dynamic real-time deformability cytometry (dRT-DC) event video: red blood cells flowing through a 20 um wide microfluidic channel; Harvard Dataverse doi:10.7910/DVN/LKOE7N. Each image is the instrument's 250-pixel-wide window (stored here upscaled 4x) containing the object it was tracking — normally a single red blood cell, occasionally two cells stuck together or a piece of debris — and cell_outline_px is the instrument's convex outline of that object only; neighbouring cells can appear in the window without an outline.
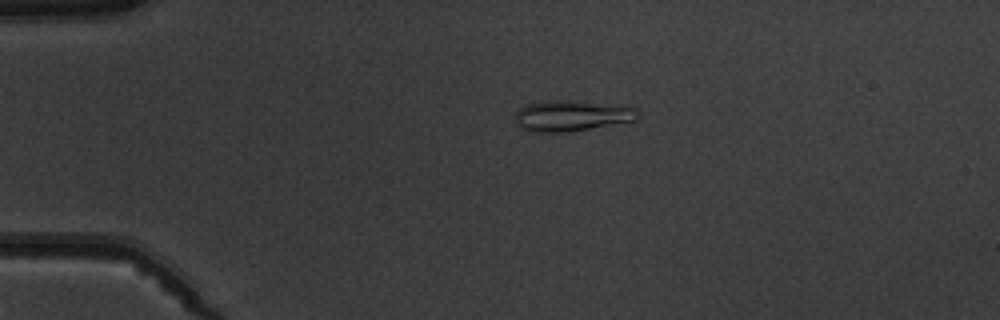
{"species": "common noctule bat (a hibernating species)", "species_latin": "Nyctalus noctula", "temperature_condition": "warm", "stored_images_in_passage": 6, "camera_frame_rate_fps": 3000, "um_per_image_px": 0.085, "animal": {"sex": "male", "body_mass_g": 19.5, "forearm_length_mm": 54.6}, "frame": {"image": 1, "passage_image": 4, "time_ms": 3.333, "image_size_px": [1000, 320], "cell_outline_px": [[640, 112], [636, 120], [568, 132], [528, 132], [520, 128], [516, 124], [516, 112], [520, 108], [528, 104], [556, 100], [560, 100], [628, 104], [636, 108]], "centroid_in_image_um": [48.65, 9.83], "position_along_channel_um": 36.3, "area_um2": 22.31}}
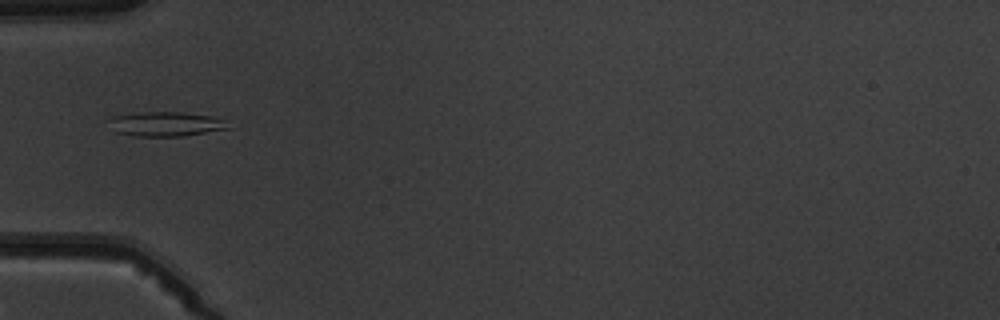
{"frame": {"image": 2, "passage_image": 5, "time_ms": 5.333, "image_size_px": [1000, 320], "cell_outline_px": [[232, 128], [184, 136], [132, 136], [112, 132], [112, 116], [140, 112], [180, 112], [212, 116], [224, 120]], "centroid_in_image_um": [14.11, 10.55], "position_along_channel_um": 70.9, "area_um2": 17.05}}